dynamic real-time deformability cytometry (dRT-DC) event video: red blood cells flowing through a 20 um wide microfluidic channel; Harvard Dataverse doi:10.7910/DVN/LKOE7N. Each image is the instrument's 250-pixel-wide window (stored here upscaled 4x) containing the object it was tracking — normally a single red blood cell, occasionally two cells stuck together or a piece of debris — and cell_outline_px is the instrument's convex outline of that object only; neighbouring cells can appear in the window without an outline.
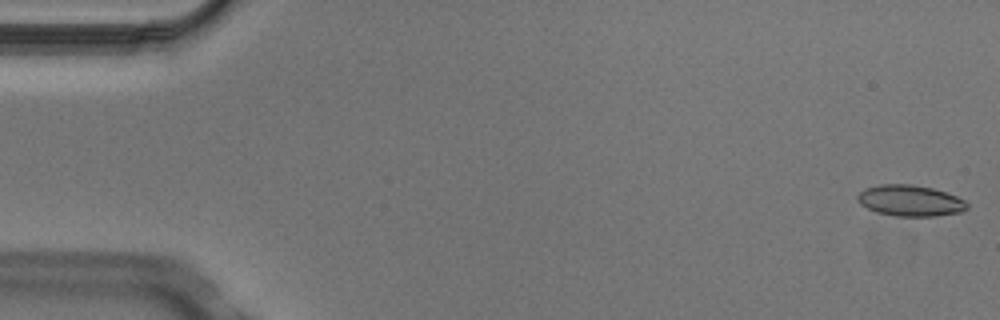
{"species": "Egyptian fruit bat (a non-hibernating species)", "species_latin": "Rousettus aegyptiacus", "temperature_condition": "cold", "stored_images_in_passage": 6, "camera_frame_rate_fps": 3000, "um_per_image_px": 0.085, "animal": {"sex": "male"}, "frame": {"image": 1, "passage_image": 1, "time_ms": 0.0, "image_size_px": [1000, 320], "cell_outline_px": [[968, 208], [960, 212], [936, 216], [896, 216], [876, 212], [860, 204], [856, 200], [856, 196], [864, 188], [880, 184], [912, 184], [932, 188], [956, 196], [964, 200], [968, 204]], "centroid_in_image_um": [77.33, 17.05], "position_along_channel_um": 7.7, "area_um2": 19.88}}
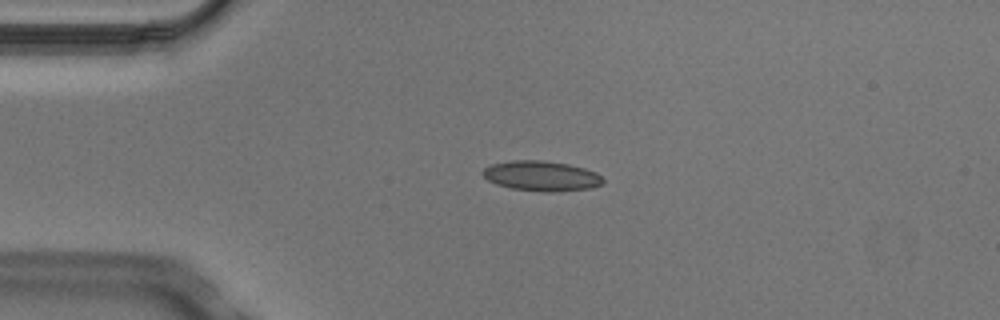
{"frame": {"image": 2, "passage_image": 4, "time_ms": 1.0, "image_size_px": [1000, 320], "cell_outline_px": [[604, 180], [600, 184], [592, 188], [552, 192], [544, 192], [512, 188], [496, 184], [488, 180], [480, 172], [484, 168], [492, 164], [512, 160], [540, 160], [568, 164], [584, 168], [596, 172]], "centroid_in_image_um": [46.0, 14.95], "position_along_channel_um": 39.0, "area_um2": 20.98}}